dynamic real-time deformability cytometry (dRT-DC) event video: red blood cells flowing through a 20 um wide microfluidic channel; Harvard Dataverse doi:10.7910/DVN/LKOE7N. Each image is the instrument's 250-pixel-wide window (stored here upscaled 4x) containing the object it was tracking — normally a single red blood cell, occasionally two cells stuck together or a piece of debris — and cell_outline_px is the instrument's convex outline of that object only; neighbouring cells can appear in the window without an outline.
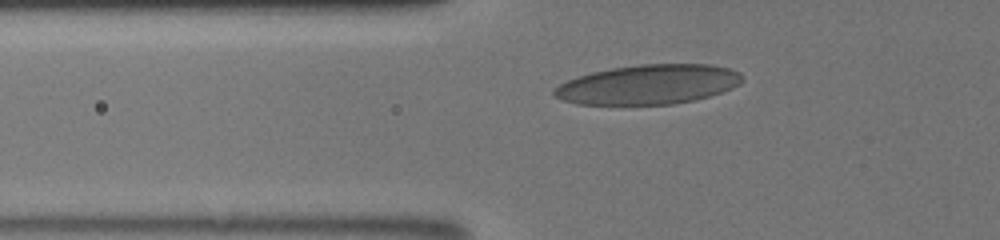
{"species": "human", "species_latin": "Homo sapiens", "temperature_condition": "room temperature", "stored_images_in_passage": 44, "segment_of_instrument_passage": [1, 2], "camera_frame_rate_fps": 3000, "um_per_image_px": 0.085, "donor": {"sex": "male"}, "frame": {"image": 1, "passage_image": 9, "time_ms": 4.0, "image_size_px": [1000, 240], "cell_outline_px": [[744, 80], [740, 84], [732, 88], [708, 96], [692, 100], [672, 104], [576, 104], [564, 100], [556, 96], [552, 92], [560, 84], [568, 80], [592, 72], [612, 68], [640, 64], [708, 64], [728, 68], [740, 72], [744, 76]], "centroid_in_image_um": [55.16, 7.17], "position_along_channel_um": 70.6, "area_um2": 43.06}}
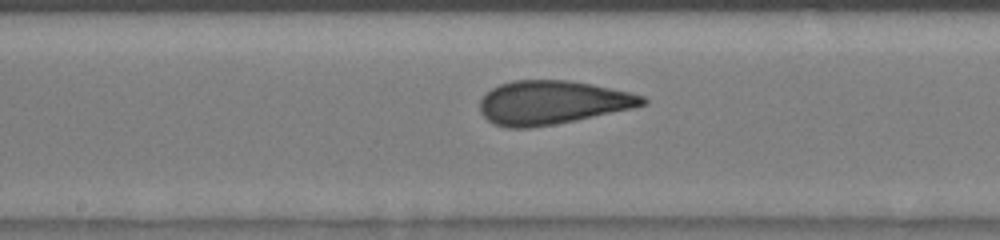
{"frame": {"image": 2, "passage_image": 22, "time_ms": 7.333, "image_size_px": [1000, 240], "cell_outline_px": [[648, 104], [632, 108], [576, 120], [532, 128], [508, 128], [492, 124], [480, 112], [480, 100], [492, 88], [500, 84], [512, 80], [568, 80], [592, 84], [628, 92], [644, 96], [648, 100]], "centroid_in_image_um": [46.92, 8.72], "position_along_channel_um": 201.3, "area_um2": 41.38}}
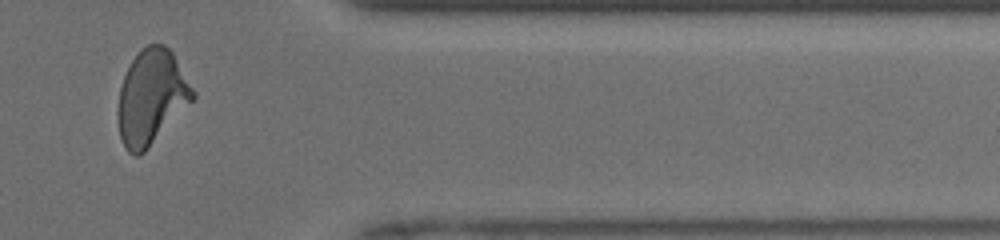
{"frame": {"image": 3, "passage_image": 39, "time_ms": 12.333, "image_size_px": [1000, 240], "cell_outline_px": [[196, 100], [144, 152], [136, 156], [128, 152], [124, 148], [120, 136], [116, 116], [116, 112], [120, 88], [124, 76], [132, 60], [148, 44], [164, 44], [172, 52], [196, 92]], "centroid_in_image_um": [12.89, 8.3], "position_along_channel_um": 398.5, "area_um2": 41.67}}